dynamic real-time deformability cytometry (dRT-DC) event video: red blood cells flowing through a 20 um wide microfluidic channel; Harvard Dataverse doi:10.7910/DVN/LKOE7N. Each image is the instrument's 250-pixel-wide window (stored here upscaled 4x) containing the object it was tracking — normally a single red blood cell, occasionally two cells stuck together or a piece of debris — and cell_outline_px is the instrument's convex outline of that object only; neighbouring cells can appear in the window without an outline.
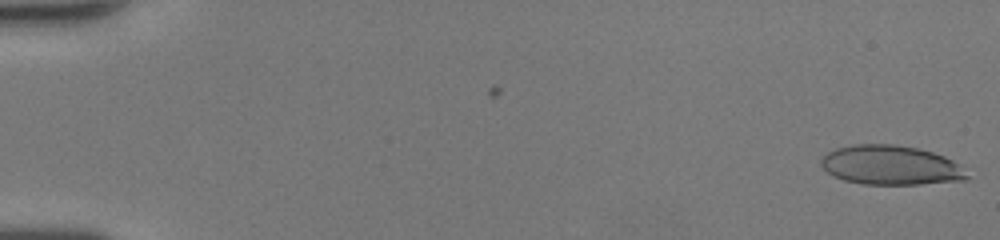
{"species": "human", "species_latin": "Homo sapiens", "temperature_condition": "room temperature", "stored_images_in_passage": 49, "camera_frame_rate_fps": 3000, "um_per_image_px": 0.085, "donor": {"sex": "female"}, "frame": {"image": 1, "passage_image": 1, "time_ms": 0.0, "image_size_px": [1000, 240], "cell_outline_px": [[968, 180], [920, 184], [864, 184], [844, 180], [828, 172], [820, 164], [820, 160], [828, 152], [836, 148], [852, 144], [896, 144], [916, 148], [932, 152], [944, 156], [960, 164], [968, 176]], "centroid_in_image_um": [75.73, 14.04], "position_along_channel_um": 9.3, "area_um2": 33.47}}
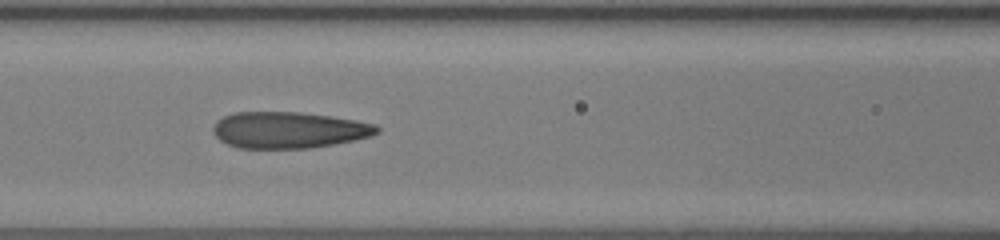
{"frame": {"image": 2, "passage_image": 23, "time_ms": 7.333, "image_size_px": [1000, 240], "cell_outline_px": [[380, 132], [368, 136], [352, 140], [332, 144], [308, 148], [236, 148], [220, 140], [212, 132], [212, 128], [216, 120], [224, 116], [236, 112], [300, 112], [356, 120], [376, 124], [380, 128]], "centroid_in_image_um": [24.5, 11.04], "position_along_channel_um": 142.1, "area_um2": 34.62}}
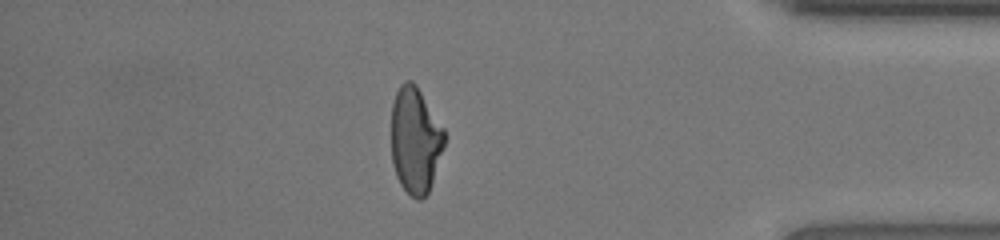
{"frame": {"image": 3, "passage_image": 43, "time_ms": 14.0, "image_size_px": [1000, 240], "cell_outline_px": [[444, 148], [428, 192], [420, 200], [416, 200], [400, 184], [396, 176], [392, 164], [392, 104], [396, 92], [400, 84], [404, 80], [412, 80], [416, 84], [444, 128]], "centroid_in_image_um": [35.29, 11.9], "position_along_channel_um": 399.9, "area_um2": 32.89}, "authors_computed_cell_mechanics": {"area_um2": 34.3332, "velocity_mm_per_s": 4.3201, "shape_relaxation_time_tau1_ms": 9.2908, "shape_relaxation_time_tau2_ms": 0.9762, "deformation_change_tau1": 0.3072, "deformation_change_tau2": 0.0968}}